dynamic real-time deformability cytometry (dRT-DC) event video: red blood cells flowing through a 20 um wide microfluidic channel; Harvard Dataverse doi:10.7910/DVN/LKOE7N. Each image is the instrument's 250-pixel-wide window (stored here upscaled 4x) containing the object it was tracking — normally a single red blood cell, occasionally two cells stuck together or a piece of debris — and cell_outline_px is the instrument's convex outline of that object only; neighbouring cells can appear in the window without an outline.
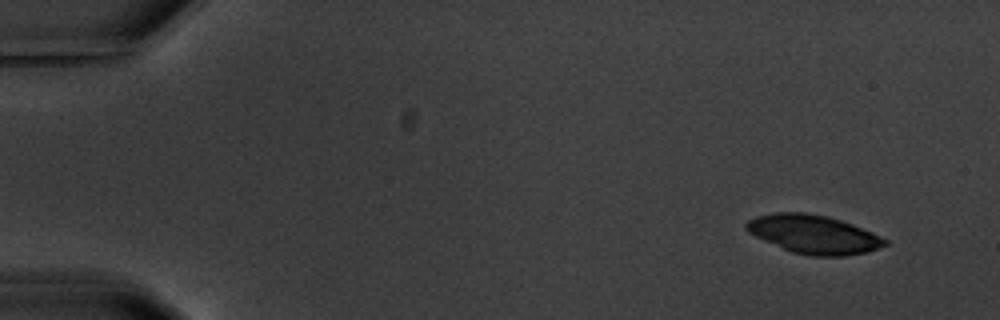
{"species": "common noctule bat (a hibernating species)", "species_latin": "Nyctalus noctula", "temperature_condition": "warm", "stored_images_in_passage": 7, "camera_frame_rate_fps": 3000, "um_per_image_px": 0.085, "animal": {"sex": "male", "body_mass_g": 20.1, "forearm_length_mm": 53.5}, "frame": {"image": 1, "passage_image": 1, "time_ms": 0.0, "image_size_px": [1000, 320], "cell_outline_px": [[888, 244], [868, 252], [844, 256], [808, 256], [792, 252], [764, 240], [748, 232], [744, 228], [744, 224], [748, 220], [756, 216], [776, 212], [804, 212], [828, 216], [852, 224], [872, 232], [888, 240]], "centroid_in_image_um": [69.15, 19.91], "position_along_channel_um": 15.8, "area_um2": 31.21}}